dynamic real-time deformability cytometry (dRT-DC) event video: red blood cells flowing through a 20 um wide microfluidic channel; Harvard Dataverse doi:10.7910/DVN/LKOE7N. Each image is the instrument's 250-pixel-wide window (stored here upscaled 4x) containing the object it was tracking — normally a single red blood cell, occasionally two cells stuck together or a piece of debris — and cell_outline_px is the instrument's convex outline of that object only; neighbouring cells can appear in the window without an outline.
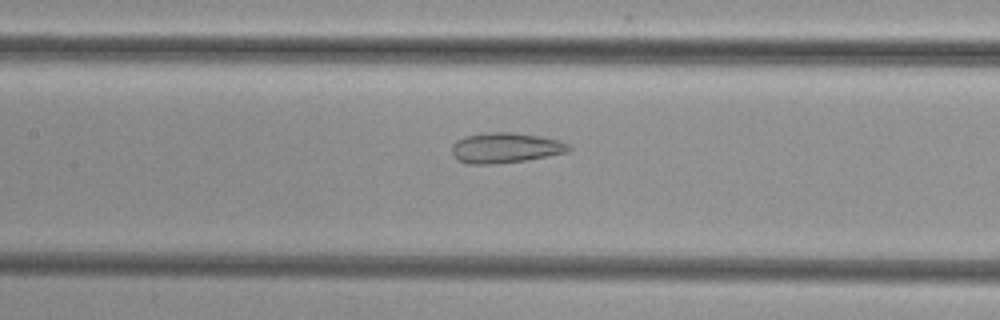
{"species": "common noctule bat (a hibernating species)", "species_latin": "Nyctalus noctula", "temperature_condition": "cold", "stored_images_in_passage": 39, "camera_frame_rate_fps": 3000, "um_per_image_px": 0.085, "animal": {"sex": "female", "body_mass_g": 29.2, "forearm_length_mm": 56.3}, "frame": {"image": 1, "passage_image": 18, "time_ms": 5.667, "image_size_px": [1000, 320], "cell_outline_px": [[572, 148], [568, 152], [528, 160], [496, 164], [464, 164], [456, 160], [452, 152], [452, 144], [456, 140], [464, 136], [488, 132], [512, 132], [540, 136], [560, 140], [568, 144]], "centroid_in_image_um": [42.94, 12.57], "position_along_channel_um": 164.5, "area_um2": 20.98}}
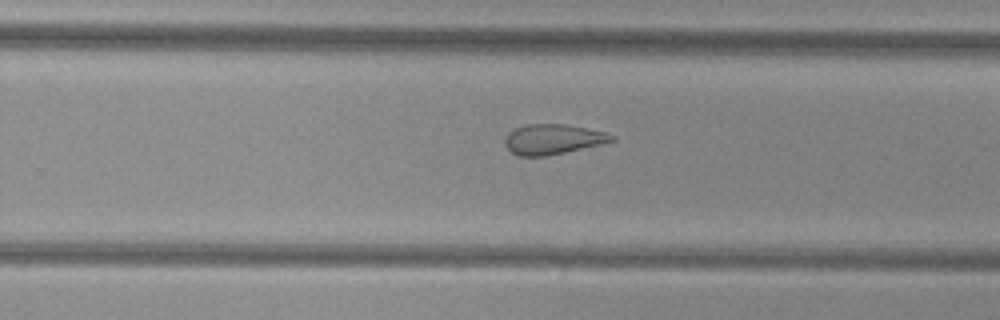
{"frame": {"image": 2, "passage_image": 27, "time_ms": 8.667, "image_size_px": [1000, 320], "cell_outline_px": [[616, 140], [604, 144], [544, 156], [516, 156], [504, 144], [504, 140], [508, 132], [516, 128], [528, 124], [564, 124], [604, 132], [616, 136]], "centroid_in_image_um": [46.99, 11.84], "position_along_channel_um": 282.8, "area_um2": 18.67}}
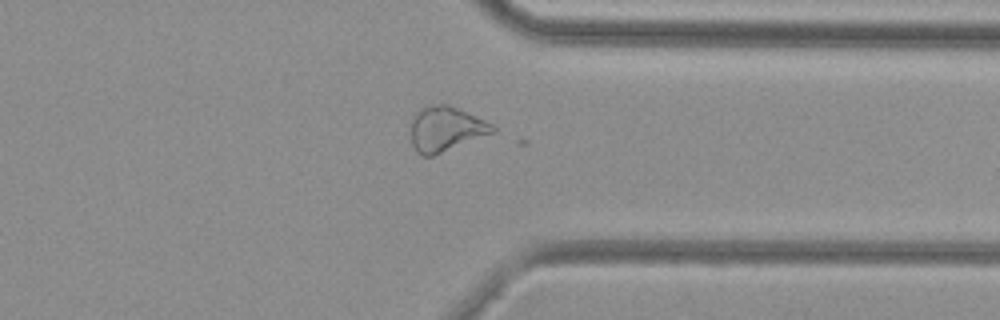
{"frame": {"image": 3, "passage_image": 34, "time_ms": 11.0, "image_size_px": [1000, 320], "cell_outline_px": [[496, 132], [432, 156], [420, 156], [416, 152], [412, 144], [412, 116], [420, 108], [436, 104], [448, 104], [484, 120], [492, 124], [496, 128]], "centroid_in_image_um": [37.88, 10.97], "position_along_channel_um": 373.5, "area_um2": 21.27}}